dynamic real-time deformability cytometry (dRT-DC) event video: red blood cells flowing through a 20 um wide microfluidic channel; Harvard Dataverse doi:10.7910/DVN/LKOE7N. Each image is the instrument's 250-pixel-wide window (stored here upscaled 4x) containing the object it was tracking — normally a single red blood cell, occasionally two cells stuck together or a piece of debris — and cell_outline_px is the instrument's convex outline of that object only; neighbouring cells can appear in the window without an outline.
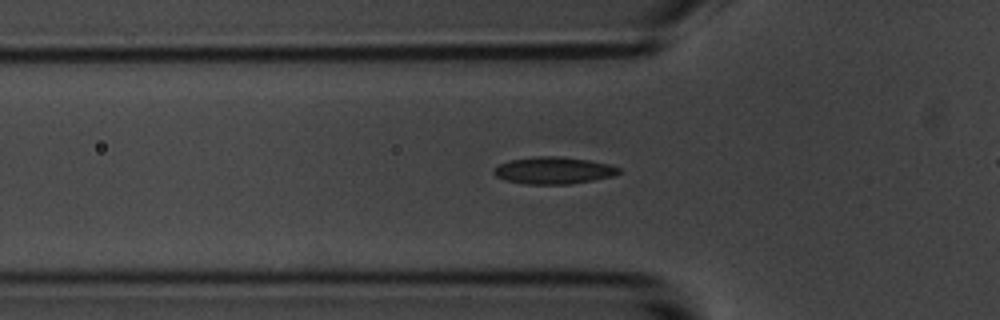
{"species": "common noctule bat (a hibernating species)", "species_latin": "Nyctalus noctula", "temperature_condition": "room temperature", "stored_images_in_passage": 31, "camera_frame_rate_fps": 3000, "um_per_image_px": 0.085, "animal": {"sex": "male", "body_mass_g": 20.1, "forearm_length_mm": 53.5}, "frame": {"image": 1, "passage_image": 3, "time_ms": 0.667, "image_size_px": [1000, 320], "cell_outline_px": [[620, 172], [616, 176], [572, 184], [528, 184], [504, 180], [496, 176], [492, 172], [500, 164], [508, 160], [536, 156], [560, 156], [588, 160], [608, 164], [620, 168]], "centroid_in_image_um": [47.07, 14.49], "position_along_channel_um": 78.7, "area_um2": 19.77}}
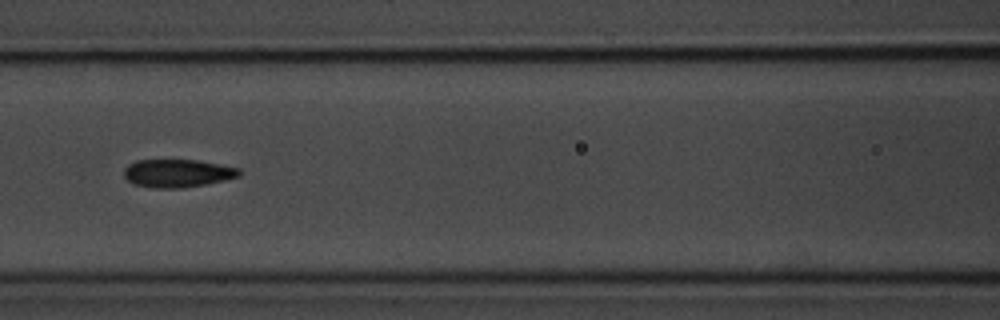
{"frame": {"image": 2, "passage_image": 9, "time_ms": 2.667, "image_size_px": [1000, 320], "cell_outline_px": [[244, 172], [240, 176], [224, 180], [204, 184], [180, 188], [152, 188], [132, 184], [124, 176], [124, 168], [128, 164], [136, 160], [196, 160], [220, 164], [240, 168]], "centroid_in_image_um": [15.09, 14.72], "position_along_channel_um": 151.5, "area_um2": 18.96}}
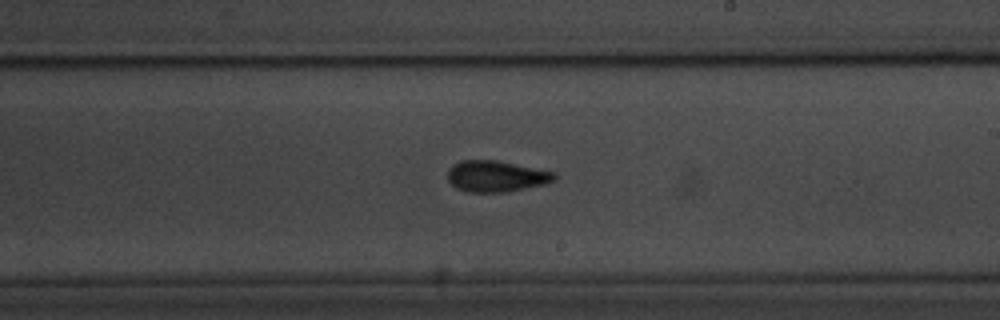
{"frame": {"image": 3, "passage_image": 17, "time_ms": 5.333, "image_size_px": [1000, 320], "cell_outline_px": [[556, 180], [548, 184], [504, 192], [468, 192], [456, 188], [448, 180], [448, 168], [452, 164], [460, 160], [500, 160], [556, 172]], "centroid_in_image_um": [42.2, 14.97], "position_along_channel_um": 246.8, "area_um2": 19.77}}